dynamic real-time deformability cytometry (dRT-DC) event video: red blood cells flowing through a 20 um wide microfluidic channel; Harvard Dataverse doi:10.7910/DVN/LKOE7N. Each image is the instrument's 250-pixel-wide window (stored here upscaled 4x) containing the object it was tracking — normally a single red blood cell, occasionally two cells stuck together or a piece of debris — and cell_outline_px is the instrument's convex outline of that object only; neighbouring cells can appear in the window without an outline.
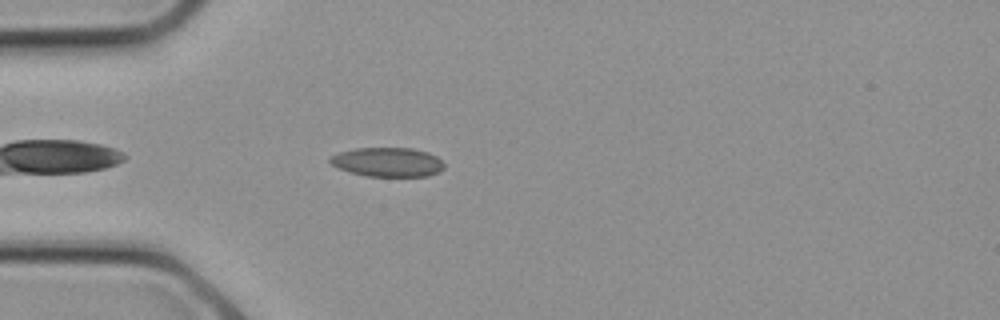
{"species": "common noctule bat (a hibernating species)", "species_latin": "Nyctalus noctula", "temperature_condition": "cold", "stored_images_in_passage": 9, "camera_frame_rate_fps": 3000, "um_per_image_px": 0.085, "animal": {"sex": "female", "body_mass_g": 21.9}, "frame": {"image": 1, "passage_image": 2, "time_ms": 0.333, "image_size_px": [1000, 320], "cell_outline_px": [[444, 168], [440, 172], [428, 176], [364, 176], [340, 168], [332, 164], [328, 160], [332, 156], [340, 152], [356, 148], [412, 148], [428, 152], [436, 156], [444, 164]], "centroid_in_image_um": [32.99, 13.78], "position_along_channel_um": 52.0, "area_um2": 19.31}}
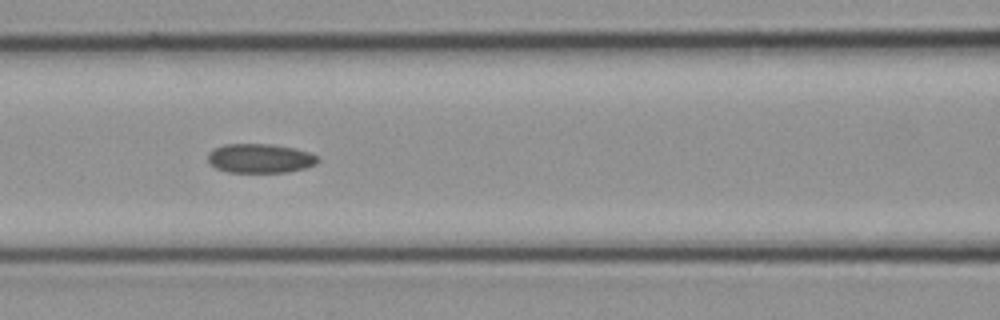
{"frame": {"image": 2, "passage_image": 6, "time_ms": 1.667, "image_size_px": [1000, 320], "cell_outline_px": [[320, 160], [316, 164], [304, 168], [288, 172], [228, 172], [216, 168], [208, 164], [208, 152], [212, 148], [224, 144], [272, 144], [296, 148], [320, 156]], "centroid_in_image_um": [22.1, 13.45], "position_along_channel_um": 144.5, "area_um2": 19.02}}
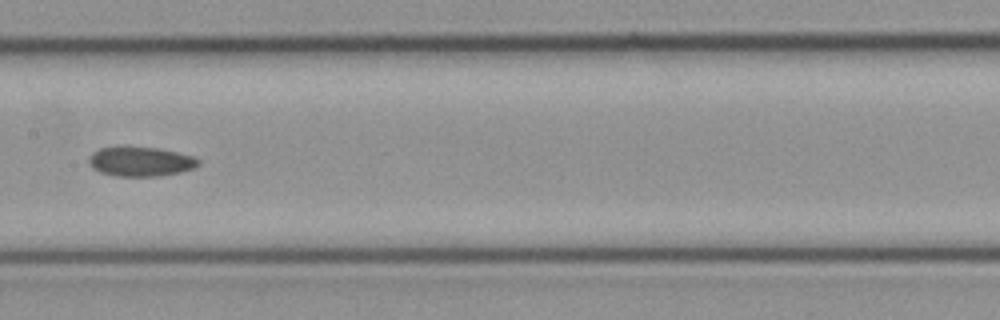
{"frame": {"image": 3, "passage_image": 8, "time_ms": 2.333, "image_size_px": [1000, 320], "cell_outline_px": [[200, 164], [192, 168], [180, 172], [160, 176], [116, 176], [100, 172], [92, 168], [88, 164], [88, 160], [92, 152], [100, 148], [124, 144], [160, 148], [196, 156], [200, 160]], "centroid_in_image_um": [11.93, 13.69], "position_along_channel_um": 195.5, "area_um2": 19.59}}